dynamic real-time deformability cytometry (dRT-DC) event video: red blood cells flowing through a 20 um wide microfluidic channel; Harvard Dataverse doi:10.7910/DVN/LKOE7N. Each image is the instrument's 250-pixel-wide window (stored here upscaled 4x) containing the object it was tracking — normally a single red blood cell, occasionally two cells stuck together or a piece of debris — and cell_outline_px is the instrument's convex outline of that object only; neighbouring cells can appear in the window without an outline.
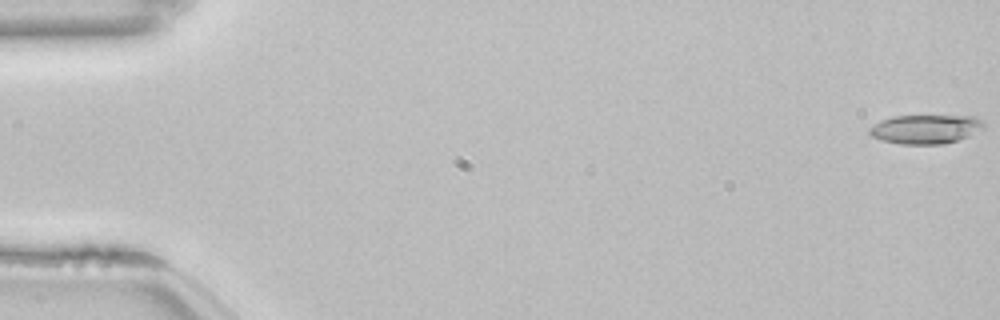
{"species": "common noctule bat (a hibernating species)", "species_latin": "Nyctalus noctula", "temperature_condition": "room temperature", "stored_images_in_passage": 54, "camera_frame_rate_fps": 3000, "um_per_image_px": 0.085, "animal": {"sex": "female", "body_mass_g": 22.7, "forearm_length_mm": 54.2}, "frame": {"image": 1, "passage_image": 1, "time_ms": 0.0, "image_size_px": [1000, 320], "cell_outline_px": [[984, 128], [968, 136], [944, 144], [900, 144], [884, 140], [872, 136], [868, 132], [868, 128], [892, 116], [976, 116], [984, 124]], "centroid_in_image_um": [78.69, 10.98], "position_along_channel_um": 6.3, "area_um2": 19.07}}
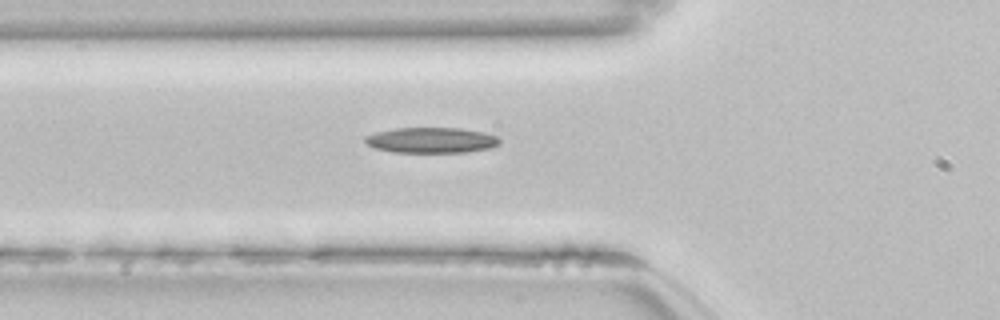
{"frame": {"image": 2, "passage_image": 20, "time_ms": 6.333, "image_size_px": [1000, 320], "cell_outline_px": [[500, 144], [488, 148], [468, 152], [392, 152], [376, 148], [368, 144], [364, 140], [364, 136], [376, 132], [396, 128], [460, 128], [484, 132], [496, 136], [500, 140]], "centroid_in_image_um": [36.66, 11.91], "position_along_channel_um": 89.1, "area_um2": 19.94}}
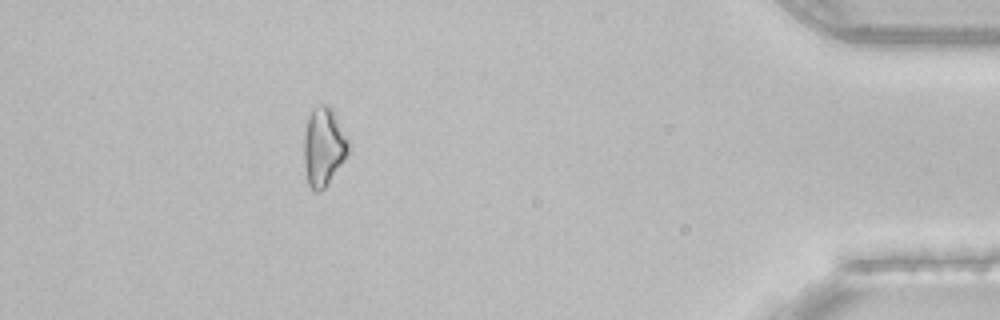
{"frame": {"image": 3, "passage_image": 49, "time_ms": 16.0, "image_size_px": [1000, 320], "cell_outline_px": [[348, 152], [324, 188], [320, 192], [316, 192], [308, 184], [304, 168], [304, 136], [308, 116], [312, 108], [320, 104], [324, 104], [332, 108], [348, 140]], "centroid_in_image_um": [27.47, 12.45], "position_along_channel_um": 407.7, "area_um2": 20.0}, "authors_computed_cell_mechanics": {"area_um2": 19.2185, "velocity_mm_per_s": 3.8574, "shape_relaxation_time_tau1_ms": 5.6375, "shape_relaxation_time_tau2_ms": null, "deformation_change_tau1": 0.1355, "deformation_change_tau2": null}}